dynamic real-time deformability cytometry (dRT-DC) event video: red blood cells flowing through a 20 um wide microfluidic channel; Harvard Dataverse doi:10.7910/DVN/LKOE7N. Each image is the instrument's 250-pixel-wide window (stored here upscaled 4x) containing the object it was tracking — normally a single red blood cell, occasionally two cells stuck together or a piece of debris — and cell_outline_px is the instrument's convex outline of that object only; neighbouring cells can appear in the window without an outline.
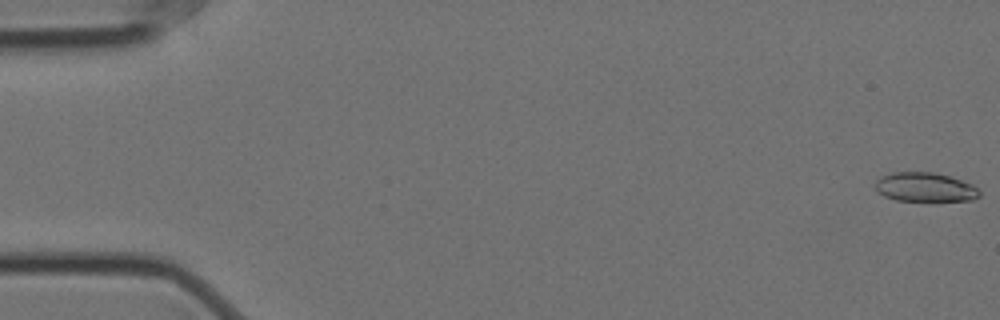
{"species": "Egyptian fruit bat (a non-hibernating species)", "species_latin": "Rousettus aegyptiacus", "temperature_condition": "cold", "stored_images_in_passage": 58, "camera_frame_rate_fps": 3000, "um_per_image_px": 0.085, "animal": {"sex": "female"}, "frame": {"image": 1, "passage_image": 1, "time_ms": 0.0, "image_size_px": [1000, 320], "cell_outline_px": [[980, 196], [972, 200], [896, 200], [884, 196], [876, 188], [876, 180], [880, 176], [892, 172], [932, 172], [948, 176], [972, 184], [980, 192]], "centroid_in_image_um": [78.61, 15.9], "position_along_channel_um": 6.4, "area_um2": 17.4}}
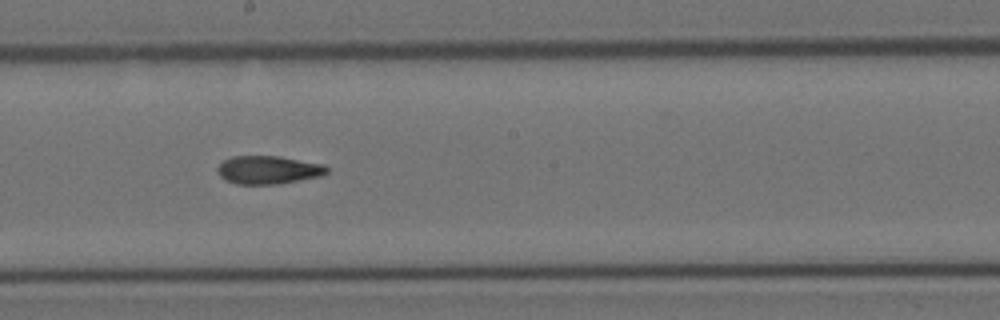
{"frame": {"image": 2, "passage_image": 32, "time_ms": 10.333, "image_size_px": [1000, 320], "cell_outline_px": [[328, 172], [320, 176], [280, 184], [236, 184], [224, 180], [216, 172], [216, 168], [224, 160], [232, 156], [280, 156], [324, 164], [328, 168]], "centroid_in_image_um": [22.78, 14.44], "position_along_channel_um": 225.4, "area_um2": 18.15}}
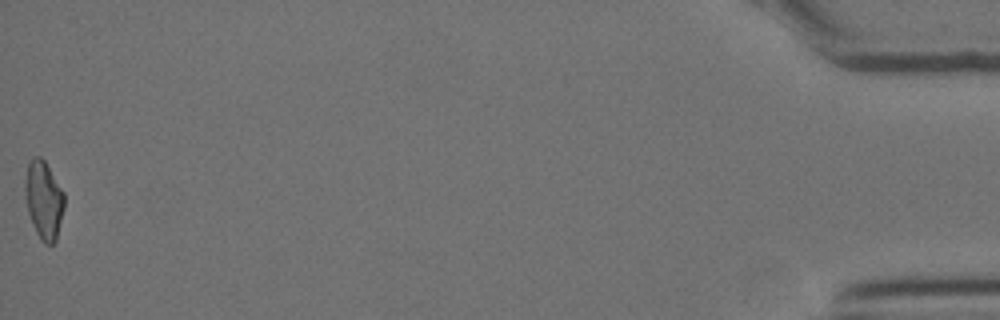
{"frame": {"image": 3, "passage_image": 58, "time_ms": 19.0, "image_size_px": [1000, 320], "cell_outline_px": [[64, 208], [56, 240], [52, 244], [44, 244], [40, 240], [36, 232], [28, 212], [24, 192], [24, 184], [28, 160], [36, 156], [40, 156], [44, 160], [64, 192]], "centroid_in_image_um": [3.71, 16.98], "position_along_channel_um": 431.5, "area_um2": 17.92}, "authors_computed_cell_mechanics": {"area_um2": 18.1492, "velocity_mm_per_s": 3.5232, "shape_relaxation_time_tau1_ms": null, "shape_relaxation_time_tau2_ms": 4.0472, "deformation_change_tau1": null, "deformation_change_tau2": 0.1198}}